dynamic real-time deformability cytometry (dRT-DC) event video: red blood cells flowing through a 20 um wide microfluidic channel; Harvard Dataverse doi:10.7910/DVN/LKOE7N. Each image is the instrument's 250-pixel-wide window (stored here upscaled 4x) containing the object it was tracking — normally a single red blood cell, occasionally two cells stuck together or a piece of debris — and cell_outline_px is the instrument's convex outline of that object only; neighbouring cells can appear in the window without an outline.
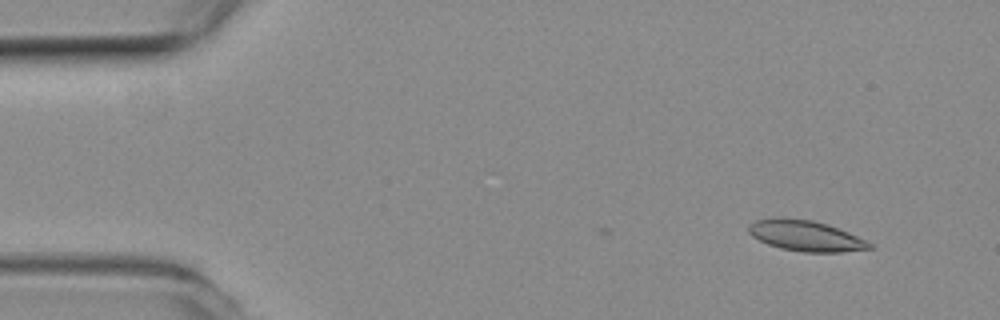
{"species": "common noctule bat (a hibernating species)", "species_latin": "Nyctalus noctula", "temperature_condition": "room temperature", "stored_images_in_passage": 2, "camera_frame_rate_fps": 3000, "um_per_image_px": 0.085, "animal": {"sex": "female", "body_mass_g": 19.3, "forearm_length_mm": 54.1}, "frame": {"image": 1, "passage_image": 2, "time_ms": 0.333, "image_size_px": [1000, 320], "cell_outline_px": [[876, 248], [844, 252], [804, 252], [780, 248], [768, 244], [752, 236], [748, 232], [748, 224], [756, 220], [812, 220], [828, 224], [848, 232], [872, 244]], "centroid_in_image_um": [68.54, 20.08], "position_along_channel_um": 16.5, "area_um2": 20.98}}